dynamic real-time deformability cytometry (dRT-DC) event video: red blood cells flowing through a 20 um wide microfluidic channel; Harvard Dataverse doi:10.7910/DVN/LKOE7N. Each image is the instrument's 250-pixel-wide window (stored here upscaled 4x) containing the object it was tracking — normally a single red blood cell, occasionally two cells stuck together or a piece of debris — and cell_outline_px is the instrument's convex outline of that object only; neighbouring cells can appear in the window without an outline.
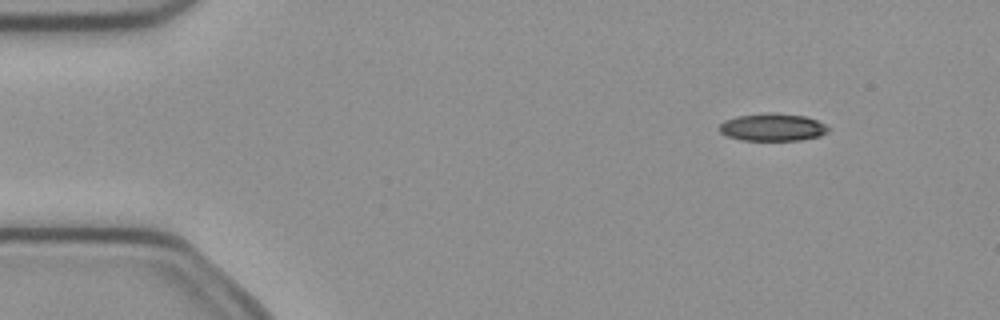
{"species": "common noctule bat (a hibernating species)", "species_latin": "Nyctalus noctula", "temperature_condition": "cold", "stored_images_in_passage": 4, "camera_frame_rate_fps": 3000, "um_per_image_px": 0.085, "animal": {"sex": "female", "body_mass_g": 21.9}, "frame": {"image": 1, "passage_image": 4, "time_ms": 1.0, "image_size_px": [1000, 320], "cell_outline_px": [[832, 128], [828, 132], [820, 136], [800, 140], [740, 140], [728, 136], [720, 132], [716, 128], [724, 120], [736, 116], [768, 112], [776, 112], [804, 116], [816, 120]], "centroid_in_image_um": [65.65, 10.81], "position_along_channel_um": 19.3, "area_um2": 17.74}}